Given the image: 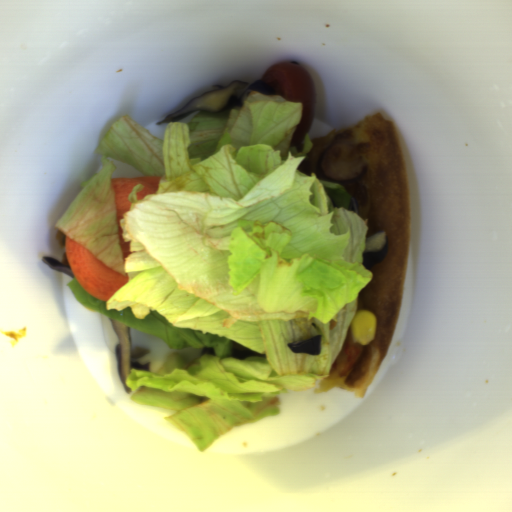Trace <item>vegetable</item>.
I'll return each mask as SVG.
<instances>
[{
    "label": "vegetable",
    "instance_id": "1",
    "mask_svg": "<svg viewBox=\"0 0 512 512\" xmlns=\"http://www.w3.org/2000/svg\"><path fill=\"white\" fill-rule=\"evenodd\" d=\"M303 102L248 93L224 112L165 123L163 139L130 114L96 146L100 173L54 224L128 281L103 301L76 277L68 287L91 312L153 335L178 353L158 370L131 368L130 400L176 412L163 417L202 453L236 426L280 414L277 394L307 391L330 375L374 277L363 265L369 219L348 210L339 183L297 170L315 147L291 146ZM160 175L120 227L110 178ZM321 334L320 356L286 343ZM265 355L234 359L231 345Z\"/></svg>",
    "mask_w": 512,
    "mask_h": 512
}]
</instances>
